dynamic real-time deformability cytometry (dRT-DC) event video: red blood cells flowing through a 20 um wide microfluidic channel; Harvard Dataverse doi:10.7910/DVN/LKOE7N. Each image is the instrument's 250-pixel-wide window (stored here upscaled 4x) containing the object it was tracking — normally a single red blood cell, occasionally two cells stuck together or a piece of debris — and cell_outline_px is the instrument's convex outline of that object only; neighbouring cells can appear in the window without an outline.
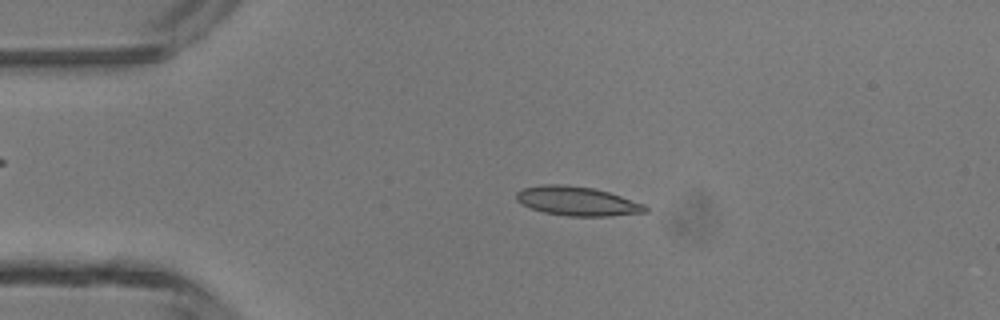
{"species": "common noctule bat (a hibernating species)", "species_latin": "Nyctalus noctula", "temperature_condition": "room temperature", "stored_images_in_passage": 46, "camera_frame_rate_fps": 3000, "um_per_image_px": 0.085, "animal": {"sex": "male", "body_mass_g": 13.3}, "frame": {"image": 1, "passage_image": 9, "time_ms": 2.667, "image_size_px": [1000, 320], "cell_outline_px": [[648, 212], [608, 216], [568, 216], [544, 212], [532, 208], [516, 200], [516, 192], [524, 188], [544, 184], [560, 184], [592, 188], [608, 192], [644, 204], [648, 208]], "centroid_in_image_um": [49.07, 17.1], "position_along_channel_um": 35.9, "area_um2": 21.62}}
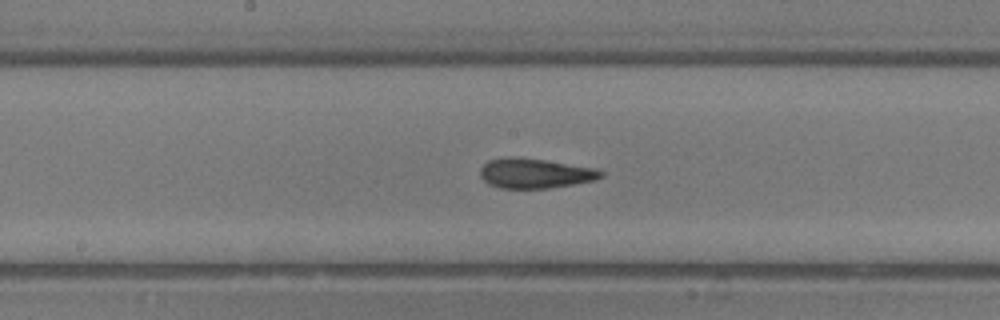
{"frame": {"image": 2, "passage_image": 23, "time_ms": 7.333, "image_size_px": [1000, 320], "cell_outline_px": [[604, 176], [592, 180], [572, 184], [548, 188], [500, 188], [488, 184], [480, 176], [480, 168], [488, 160], [508, 156], [512, 156], [544, 160], [592, 168], [604, 172]], "centroid_in_image_um": [45.4, 14.73], "position_along_channel_um": 202.8, "area_um2": 20.75}}
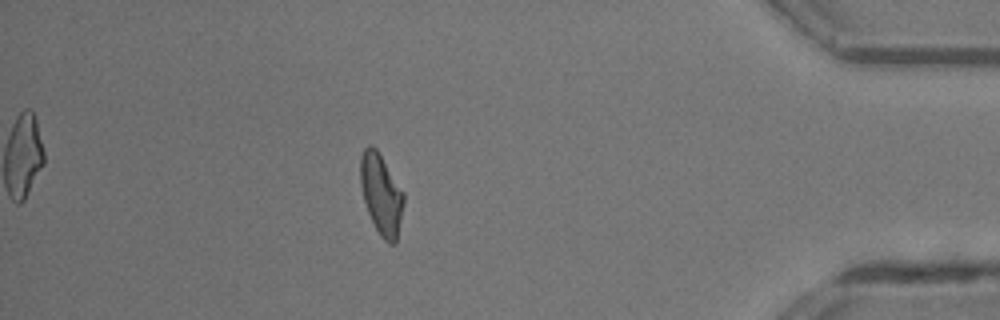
{"frame": {"image": 3, "passage_image": 40, "time_ms": 13.0, "image_size_px": [1000, 320], "cell_outline_px": [[404, 204], [396, 244], [388, 244], [380, 236], [368, 212], [364, 200], [360, 184], [360, 156], [364, 148], [368, 144], [372, 144], [376, 148], [404, 192]], "centroid_in_image_um": [32.41, 16.51], "position_along_channel_um": 402.8, "area_um2": 20.46}, "authors_computed_cell_mechanics": {"area_um2": 20.519, "velocity_mm_per_s": 4.3501, "shape_relaxation_time_tau1_ms": 4.1027, "shape_relaxation_time_tau2_ms": 1.3303, "deformation_change_tau1": 0.1643, "deformation_change_tau2": 0.1036}}